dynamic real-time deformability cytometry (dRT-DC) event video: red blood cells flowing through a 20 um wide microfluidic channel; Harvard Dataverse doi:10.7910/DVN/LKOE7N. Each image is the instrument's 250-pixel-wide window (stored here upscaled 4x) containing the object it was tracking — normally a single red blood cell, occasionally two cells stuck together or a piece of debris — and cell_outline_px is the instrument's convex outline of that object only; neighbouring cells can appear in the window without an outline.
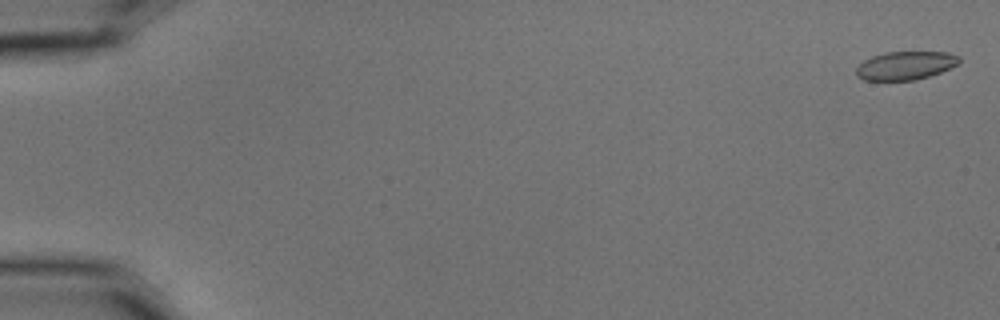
{"species": "common noctule bat (a hibernating species)", "species_latin": "Nyctalus noctula", "temperature_condition": "cold", "stored_images_in_passage": 14, "camera_frame_rate_fps": 3000, "um_per_image_px": 0.085, "animal": {"sex": "male", "body_mass_g": 15.6}, "frame": {"image": 1, "passage_image": 2, "time_ms": 0.333, "image_size_px": [1000, 320], "cell_outline_px": [[960, 64], [940, 72], [916, 80], [864, 80], [856, 76], [856, 68], [864, 60], [872, 56], [884, 52], [948, 52], [960, 56]], "centroid_in_image_um": [76.98, 5.56], "position_along_channel_um": 8.0, "area_um2": 17.11}}